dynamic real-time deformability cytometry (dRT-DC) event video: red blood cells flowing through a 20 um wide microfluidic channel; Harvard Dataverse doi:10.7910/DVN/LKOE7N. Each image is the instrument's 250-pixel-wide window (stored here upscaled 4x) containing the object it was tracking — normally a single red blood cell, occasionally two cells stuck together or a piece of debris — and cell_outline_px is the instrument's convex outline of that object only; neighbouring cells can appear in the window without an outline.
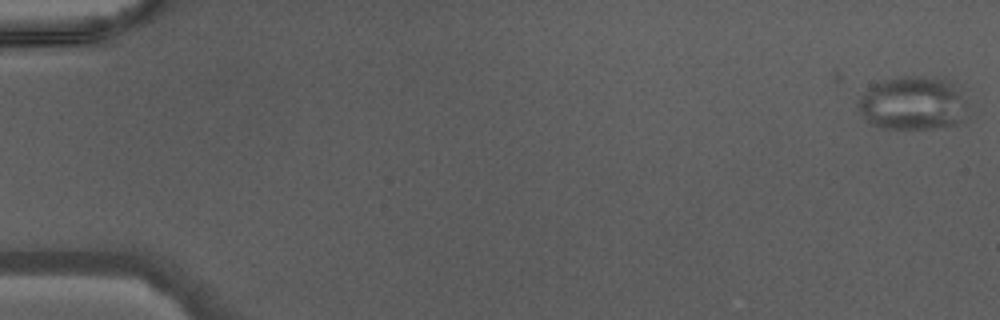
{"species": "Egyptian fruit bat (a non-hibernating species)", "species_latin": "Rousettus aegyptiacus", "temperature_condition": "warm", "stored_images_in_passage": 47, "camera_frame_rate_fps": 3000, "um_per_image_px": 0.085, "animal": {"sex": "male"}, "frame": {"image": 1, "passage_image": 1, "time_ms": 0.0, "image_size_px": [1000, 320], "cell_outline_px": [[972, 116], [968, 120], [956, 124], [932, 128], [880, 128], [872, 124], [860, 112], [856, 104], [860, 96], [868, 88], [880, 80], [900, 76], [924, 76], [948, 80], [964, 100]], "centroid_in_image_um": [77.61, 8.79], "position_along_channel_um": 7.4, "area_um2": 34.45}}
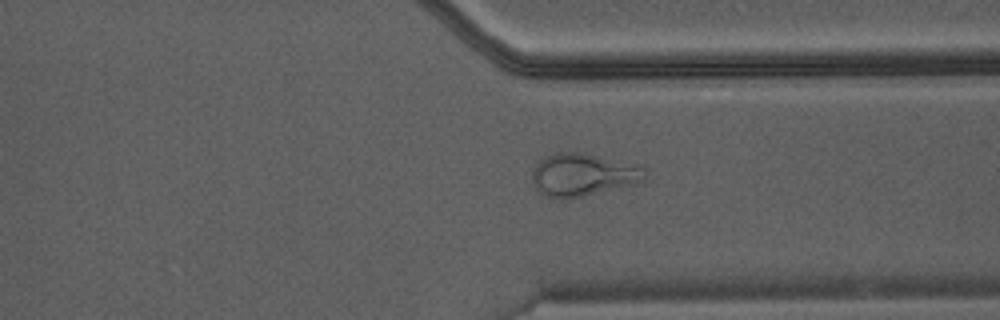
{"frame": {"image": 2, "passage_image": 36, "time_ms": 11.667, "image_size_px": [1000, 320], "cell_outline_px": [[644, 180], [636, 184], [584, 196], [564, 200], [544, 196], [532, 184], [532, 168], [544, 156], [556, 152], [576, 152], [596, 156], [644, 168]], "centroid_in_image_um": [49.45, 14.89], "position_along_channel_um": 362.0, "area_um2": 27.8}}
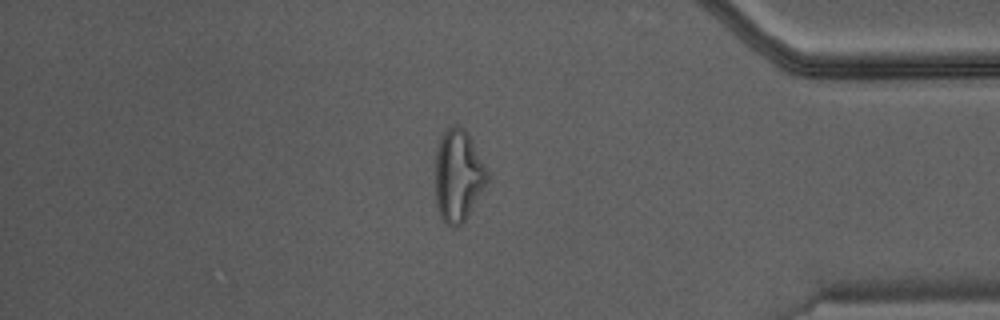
{"frame": {"image": 3, "passage_image": 40, "time_ms": 13.0, "image_size_px": [1000, 320], "cell_outline_px": [[488, 180], [464, 220], [460, 224], [452, 228], [440, 216], [436, 204], [436, 152], [440, 136], [452, 124], [460, 124], [468, 132], [488, 172]], "centroid_in_image_um": [38.93, 14.87], "position_along_channel_um": 396.3, "area_um2": 27.51}}